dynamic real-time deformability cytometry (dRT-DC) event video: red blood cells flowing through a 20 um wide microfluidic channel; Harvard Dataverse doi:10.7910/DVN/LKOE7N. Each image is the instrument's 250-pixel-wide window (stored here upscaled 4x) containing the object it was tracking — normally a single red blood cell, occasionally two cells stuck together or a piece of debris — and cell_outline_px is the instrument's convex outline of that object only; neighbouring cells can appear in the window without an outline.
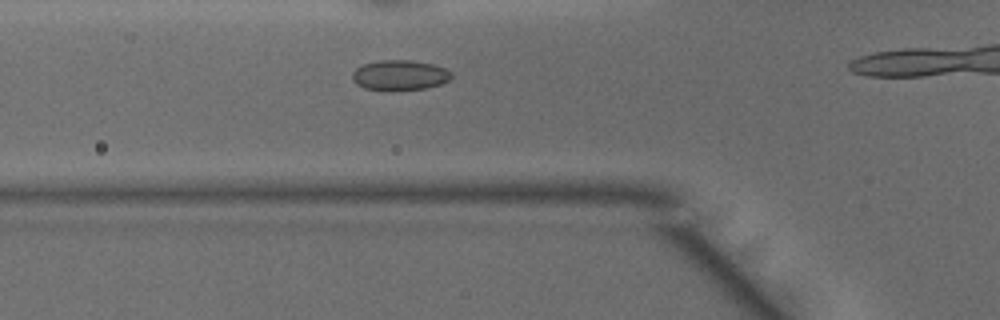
{"species": "common noctule bat (a hibernating species)", "species_latin": "Nyctalus noctula", "temperature_condition": "warm", "stored_images_in_passage": 15, "camera_frame_rate_fps": 3000, "um_per_image_px": 0.085, "animal": {"sex": "male", "body_mass_g": 15.6}, "frame": {"image": 1, "passage_image": 11, "time_ms": 3.333, "image_size_px": [1000, 320], "cell_outline_px": [[452, 76], [448, 80], [440, 84], [424, 88], [388, 92], [364, 88], [356, 84], [352, 80], [352, 72], [356, 68], [364, 64], [380, 60], [412, 60], [432, 64], [444, 68]], "centroid_in_image_um": [33.91, 6.41], "position_along_channel_um": 91.9, "area_um2": 17.57}}